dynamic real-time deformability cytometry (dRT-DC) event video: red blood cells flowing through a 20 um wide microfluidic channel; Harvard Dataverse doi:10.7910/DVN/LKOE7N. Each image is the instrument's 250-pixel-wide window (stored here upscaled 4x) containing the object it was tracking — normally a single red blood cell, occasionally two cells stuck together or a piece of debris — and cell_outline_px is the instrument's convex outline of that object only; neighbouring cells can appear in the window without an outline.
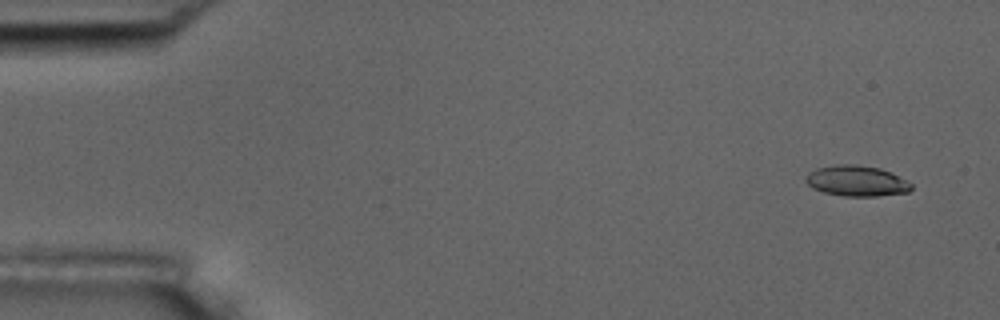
{"species": "common noctule bat (a hibernating species)", "species_latin": "Nyctalus noctula", "temperature_condition": "room temperature", "stored_images_in_passage": 4, "camera_frame_rate_fps": 3000, "um_per_image_px": 0.085, "animal": {"sex": "male", "body_mass_g": 17.5, "forearm_length_mm": 52.3}, "frame": {"image": 1, "passage_image": 1, "time_ms": 0.0, "image_size_px": [1000, 320], "cell_outline_px": [[912, 188], [908, 192], [876, 196], [844, 196], [824, 192], [812, 188], [804, 180], [808, 172], [816, 168], [836, 164], [856, 164], [880, 168], [892, 172], [912, 184]], "centroid_in_image_um": [72.79, 15.36], "position_along_channel_um": 12.2, "area_um2": 18.96}}
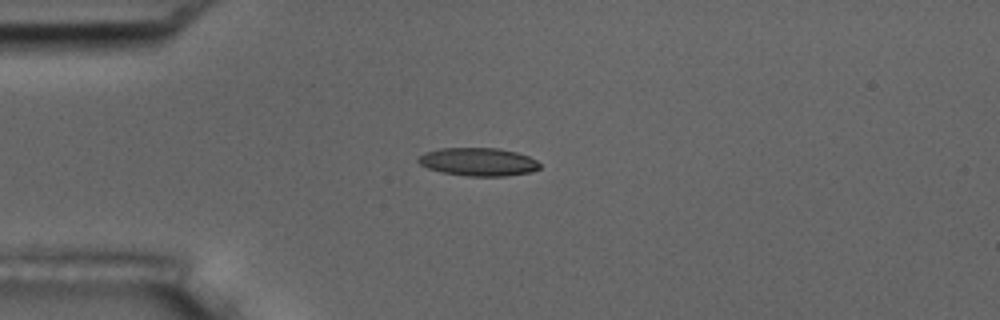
{"frame": {"image": 2, "passage_image": 4, "time_ms": 3.667, "image_size_px": [1000, 320], "cell_outline_px": [[540, 168], [532, 172], [504, 176], [468, 176], [440, 172], [428, 168], [420, 164], [416, 160], [424, 152], [440, 148], [496, 148], [516, 152], [528, 156], [536, 160], [540, 164]], "centroid_in_image_um": [40.64, 13.76], "position_along_channel_um": 44.4, "area_um2": 19.94}}